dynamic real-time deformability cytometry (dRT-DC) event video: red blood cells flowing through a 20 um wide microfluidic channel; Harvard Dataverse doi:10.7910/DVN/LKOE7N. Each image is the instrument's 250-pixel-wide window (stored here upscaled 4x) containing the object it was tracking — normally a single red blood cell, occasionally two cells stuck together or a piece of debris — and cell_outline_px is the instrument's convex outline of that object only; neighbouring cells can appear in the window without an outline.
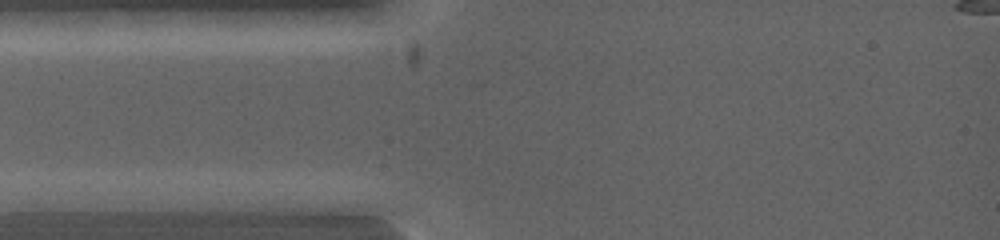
{"species": "common noctule bat (a hibernating species)", "species_latin": "Nyctalus noctula", "temperature_condition": "warm", "stored_images_in_passage": 2, "camera_frame_rate_fps": 5000, "um_per_image_px": 0.085, "animal": {"sex": "female", "body_mass_g": 19.0, "forearm_length_mm": 53.3}, "frame": {"image": 1, "passage_image": 1, "time_ms": 0.0, "image_size_px": [1000, 240], "cell_outline_px": [[100, 200], [96, 212], [16, 212], [12, 200], [56, 192], [80, 192]], "centroid_in_image_um": [4.89, 17.26], "position_along_channel_um": 80.1, "area_um2": 10.52}}